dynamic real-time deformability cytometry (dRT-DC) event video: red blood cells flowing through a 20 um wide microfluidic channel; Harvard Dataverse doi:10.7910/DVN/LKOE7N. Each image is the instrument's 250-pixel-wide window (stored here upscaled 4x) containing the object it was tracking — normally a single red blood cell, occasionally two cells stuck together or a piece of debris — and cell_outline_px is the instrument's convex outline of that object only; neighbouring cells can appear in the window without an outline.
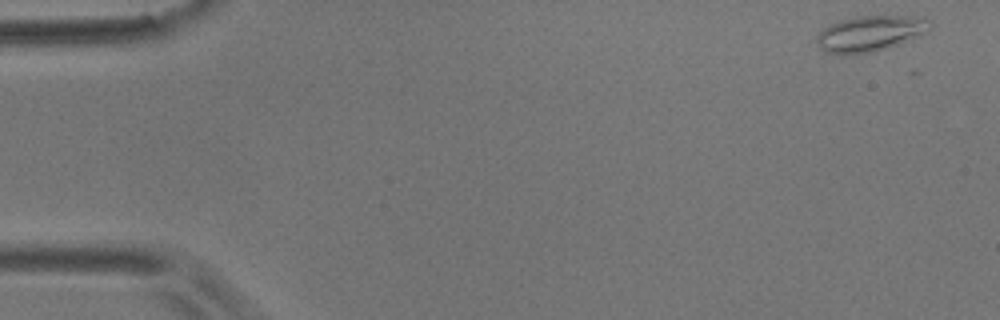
{"species": "common noctule bat (a hibernating species)", "species_latin": "Nyctalus noctula", "temperature_condition": "room temperature", "stored_images_in_passage": 12, "camera_frame_rate_fps": 3000, "um_per_image_px": 0.085, "animal": {"sex": "male", "body_mass_g": 17.9}, "frame": {"image": 1, "passage_image": 2, "time_ms": 0.333, "image_size_px": [1000, 320], "cell_outline_px": [[936, 24], [928, 32], [896, 44], [872, 52], [840, 56], [824, 52], [816, 44], [816, 36], [828, 24], [852, 16], [924, 16]], "centroid_in_image_um": [73.95, 2.84], "position_along_channel_um": 11.0, "area_um2": 24.1}}